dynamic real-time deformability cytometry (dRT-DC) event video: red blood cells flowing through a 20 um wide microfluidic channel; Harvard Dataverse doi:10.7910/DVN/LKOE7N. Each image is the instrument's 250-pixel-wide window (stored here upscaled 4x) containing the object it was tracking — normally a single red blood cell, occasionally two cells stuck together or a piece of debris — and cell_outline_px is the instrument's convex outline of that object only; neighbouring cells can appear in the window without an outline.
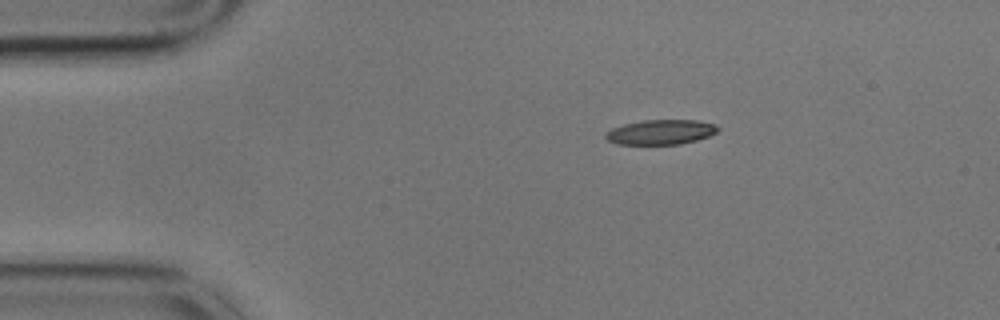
{"species": "common noctule bat (a hibernating species)", "species_latin": "Nyctalus noctula", "temperature_condition": "cold", "stored_images_in_passage": 49, "camera_frame_rate_fps": 3000, "um_per_image_px": 0.085, "animal": {"sex": "male", "body_mass_g": 17.9}, "frame": {"image": 1, "passage_image": 1, "time_ms": 0.0, "image_size_px": [1000, 320], "cell_outline_px": [[720, 128], [716, 132], [708, 136], [696, 140], [680, 144], [616, 144], [608, 140], [604, 136], [612, 128], [624, 124], [644, 120], [696, 120], [716, 124]], "centroid_in_image_um": [56.18, 11.22], "position_along_channel_um": 28.8, "area_um2": 16.13}}
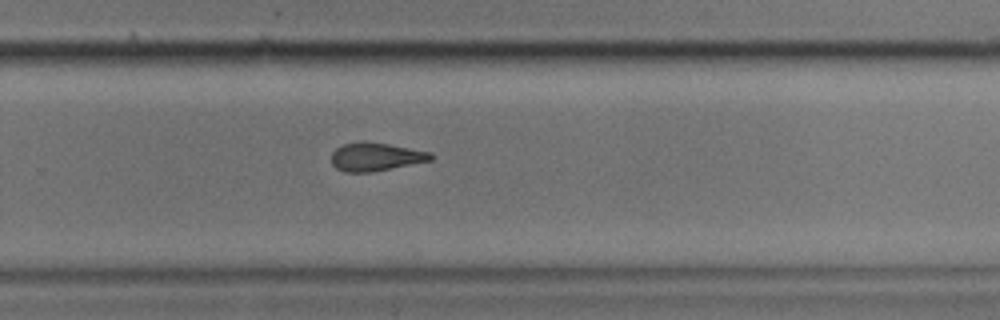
{"frame": {"image": 2, "passage_image": 29, "time_ms": 9.333, "image_size_px": [1000, 320], "cell_outline_px": [[432, 160], [372, 172], [344, 172], [336, 168], [332, 164], [332, 152], [336, 148], [344, 144], [360, 140], [364, 140], [388, 144], [432, 152]], "centroid_in_image_um": [31.91, 13.31], "position_along_channel_um": 297.9, "area_um2": 16.47}}
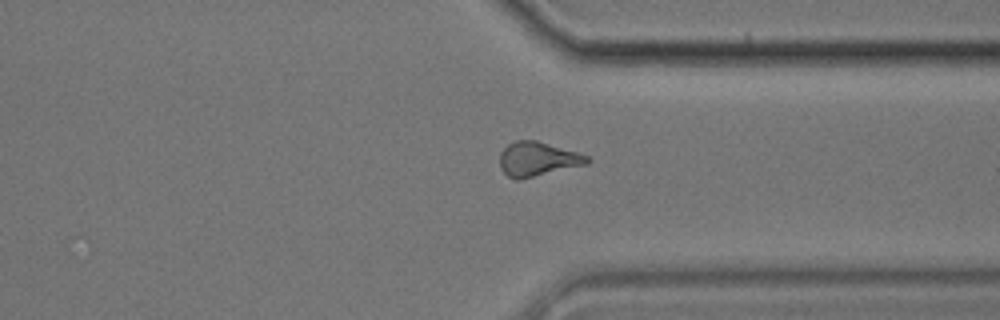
{"frame": {"image": 3, "passage_image": 35, "time_ms": 11.333, "image_size_px": [1000, 320], "cell_outline_px": [[592, 160], [588, 164], [520, 180], [516, 180], [508, 176], [500, 168], [500, 152], [508, 144], [516, 140], [536, 140], [576, 152], [588, 156]], "centroid_in_image_um": [45.7, 13.53], "position_along_channel_um": 365.7, "area_um2": 17.51}, "authors_computed_cell_mechanics": {"area_um2": 17.1666, "velocity_mm_per_s": 3.3983, "shape_relaxation_time_tau1_ms": 5.9344, "shape_relaxation_time_tau2_ms": 4.613, "deformation_change_tau1": 0.1338, "deformation_change_tau2": 0.1381}}